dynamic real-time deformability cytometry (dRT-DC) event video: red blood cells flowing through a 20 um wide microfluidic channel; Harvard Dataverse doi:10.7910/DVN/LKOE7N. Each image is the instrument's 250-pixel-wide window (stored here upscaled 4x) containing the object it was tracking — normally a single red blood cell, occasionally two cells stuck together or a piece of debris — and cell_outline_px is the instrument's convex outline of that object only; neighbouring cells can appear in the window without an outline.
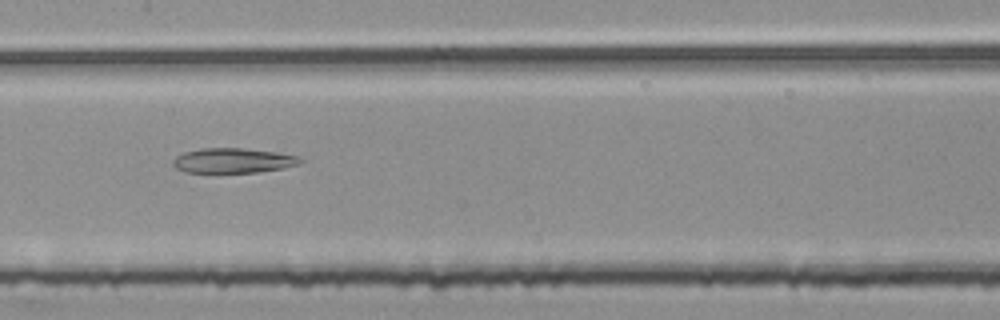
{"species": "common noctule bat (a hibernating species)", "species_latin": "Nyctalus noctula", "temperature_condition": "room temperature", "stored_images_in_passage": 54, "camera_frame_rate_fps": 3000, "um_per_image_px": 0.085, "animal": {"sex": "female", "body_mass_g": 25.1}, "frame": {"image": 1, "passage_image": 27, "time_ms": 8.667, "image_size_px": [1000, 320], "cell_outline_px": [[304, 160], [296, 164], [284, 168], [260, 172], [184, 172], [176, 168], [172, 164], [172, 160], [176, 156], [184, 152], [204, 148], [244, 148], [276, 152], [300, 156]], "centroid_in_image_um": [19.81, 13.64], "position_along_channel_um": 187.6, "area_um2": 18.44}}
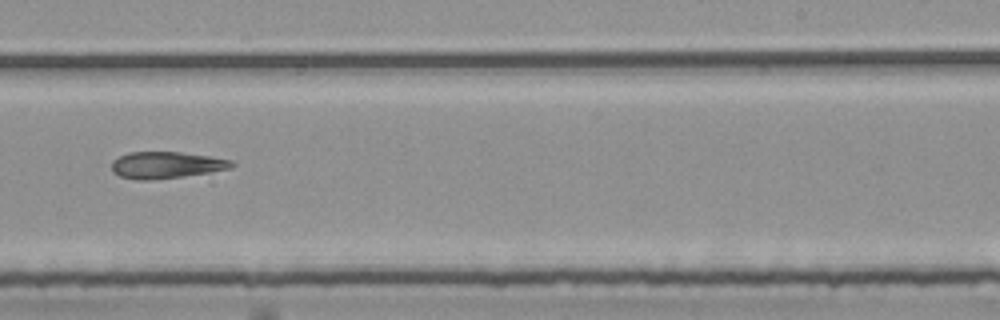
{"frame": {"image": 2, "passage_image": 34, "time_ms": 11.0, "image_size_px": [1000, 320], "cell_outline_px": [[236, 164], [232, 168], [208, 172], [180, 176], [148, 180], [136, 180], [120, 176], [112, 172], [112, 160], [128, 152], [180, 152], [208, 156], [232, 160]], "centroid_in_image_um": [14.11, 14.02], "position_along_channel_um": 274.9, "area_um2": 18.5}}
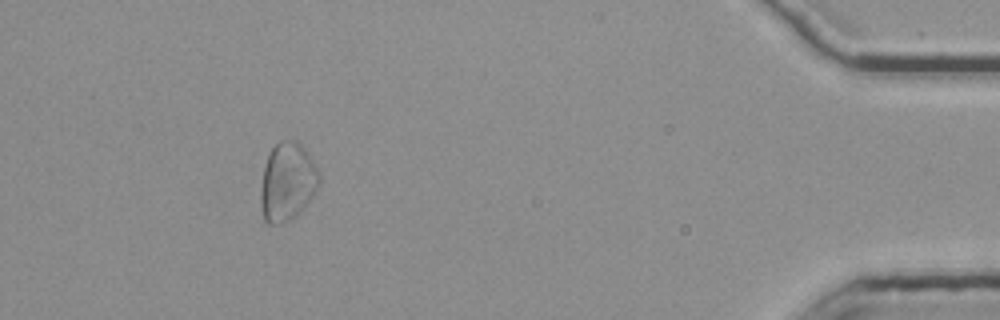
{"frame": {"image": 3, "passage_image": 50, "time_ms": 16.333, "image_size_px": [1000, 320], "cell_outline_px": [[320, 184], [304, 208], [296, 216], [280, 224], [268, 224], [264, 220], [260, 200], [260, 188], [264, 168], [268, 156], [272, 148], [280, 140], [296, 140], [308, 152], [320, 176]], "centroid_in_image_um": [24.42, 15.47], "position_along_channel_um": 410.8, "area_um2": 26.65}, "authors_computed_cell_mechanics": {"area_um2": 25.3164, "velocity_mm_per_s": 3.7646, "shape_relaxation_time_tau1_ms": 8.5215, "shape_relaxation_time_tau2_ms": null, "deformation_change_tau1": null, "deformation_change_tau2": null}}